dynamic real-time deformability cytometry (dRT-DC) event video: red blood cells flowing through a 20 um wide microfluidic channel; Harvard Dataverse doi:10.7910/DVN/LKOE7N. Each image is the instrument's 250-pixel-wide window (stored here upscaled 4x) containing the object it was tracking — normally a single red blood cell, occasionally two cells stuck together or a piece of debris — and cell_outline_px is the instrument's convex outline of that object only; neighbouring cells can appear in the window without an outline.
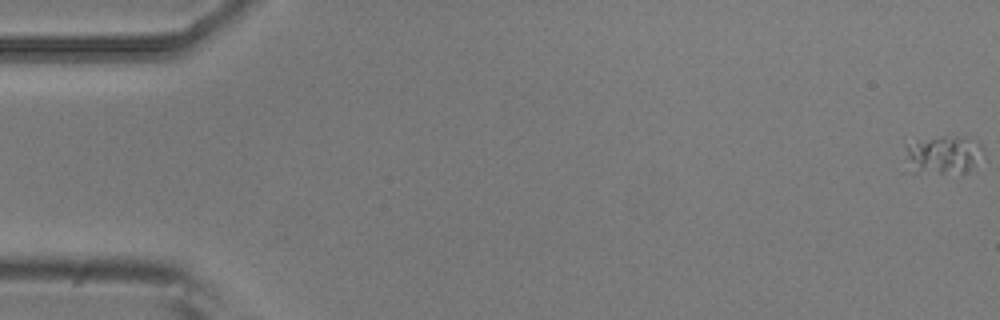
{"species": "common noctule bat (a hibernating species)", "species_latin": "Nyctalus noctula", "temperature_condition": "room temperature", "stored_images_in_passage": 54, "camera_frame_rate_fps": 3000, "um_per_image_px": 0.085, "animal": {"sex": "male", "body_mass_g": 20.5, "forearm_length_mm": 52.5}, "frame": {"image": 1, "passage_image": 1, "time_ms": 0.0, "image_size_px": [1000, 320], "cell_outline_px": [[984, 148], [972, 168], [964, 172], [940, 172], [920, 164], [912, 160], [908, 156], [908, 148], [916, 144], [928, 140], [944, 136], [964, 136], [980, 140]], "centroid_in_image_um": [80.53, 13.04], "position_along_channel_um": 4.5, "area_um2": 15.09}}
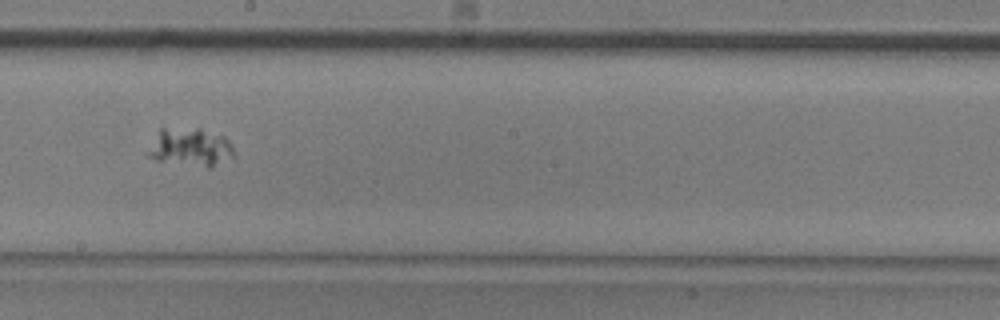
{"frame": {"image": 2, "passage_image": 31, "time_ms": 10.0, "image_size_px": [1000, 320], "cell_outline_px": [[236, 152], [232, 156], [208, 168], [156, 160], [148, 156], [144, 152], [160, 128], [200, 128], [224, 136], [232, 144]], "centroid_in_image_um": [16.14, 12.5], "position_along_channel_um": 232.1, "area_um2": 19.31}}
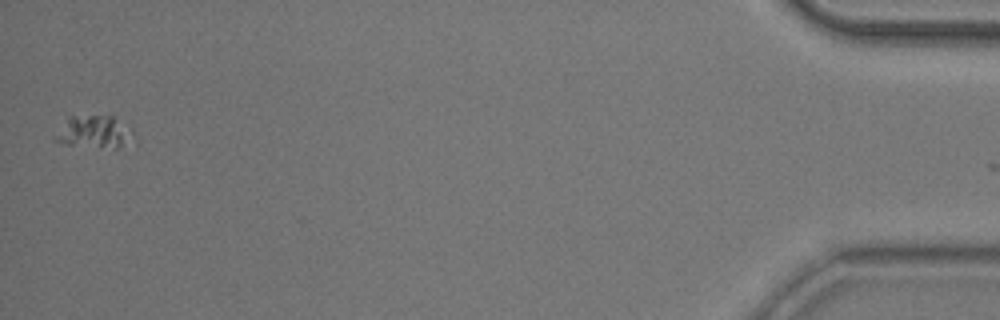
{"frame": {"image": 3, "passage_image": 54, "time_ms": 17.667, "image_size_px": [1000, 320], "cell_outline_px": [[136, 144], [116, 148], [68, 144], [52, 140], [68, 120], [72, 116], [112, 116], [132, 128]], "centroid_in_image_um": [8.16, 11.24], "position_along_channel_um": 427.0, "area_um2": 14.62}}